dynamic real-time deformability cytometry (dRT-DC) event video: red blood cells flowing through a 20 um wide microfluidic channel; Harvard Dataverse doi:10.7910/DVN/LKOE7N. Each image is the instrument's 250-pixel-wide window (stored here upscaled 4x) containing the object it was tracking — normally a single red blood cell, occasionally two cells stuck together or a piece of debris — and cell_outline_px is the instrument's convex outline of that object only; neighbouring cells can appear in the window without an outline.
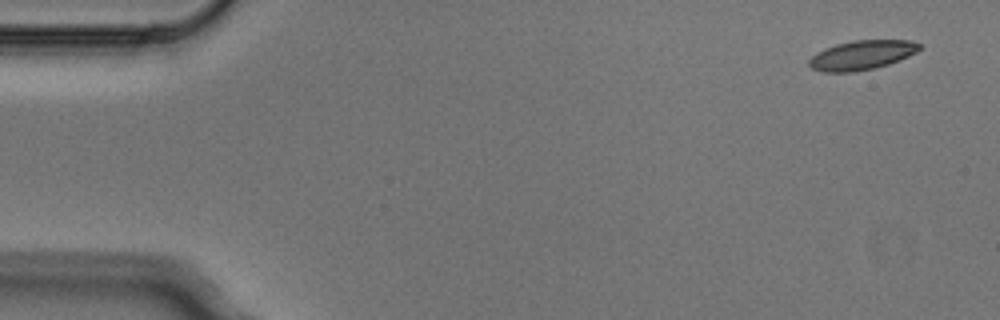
{"species": "Egyptian fruit bat (a non-hibernating species)", "species_latin": "Rousettus aegyptiacus", "temperature_condition": "cold", "stored_images_in_passage": 3, "camera_frame_rate_fps": 3000, "um_per_image_px": 0.085, "animal": {"sex": "male"}, "frame": {"image": 1, "passage_image": 1, "time_ms": 0.0, "image_size_px": [1000, 320], "cell_outline_px": [[920, 48], [916, 52], [908, 56], [888, 64], [872, 68], [852, 72], [824, 72], [812, 68], [808, 64], [808, 60], [816, 52], [824, 48], [836, 44], [852, 40], [912, 40], [920, 44]], "centroid_in_image_um": [73.22, 4.67], "position_along_channel_um": 11.8, "area_um2": 18.79}}